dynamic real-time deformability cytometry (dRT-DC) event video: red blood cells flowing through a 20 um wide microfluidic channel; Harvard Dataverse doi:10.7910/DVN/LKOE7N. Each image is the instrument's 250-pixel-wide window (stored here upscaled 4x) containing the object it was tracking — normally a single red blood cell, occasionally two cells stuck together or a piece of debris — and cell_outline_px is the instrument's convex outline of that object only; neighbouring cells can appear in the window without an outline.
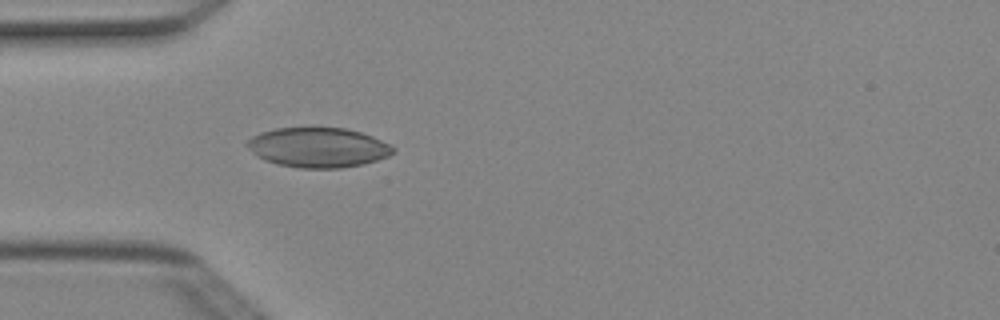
{"species": "Egyptian fruit bat (a non-hibernating species)", "species_latin": "Rousettus aegyptiacus", "temperature_condition": "cold", "stored_images_in_passage": 4, "camera_frame_rate_fps": 3000, "um_per_image_px": 0.085, "animal": {"sex": "female"}, "frame": {"image": 1, "passage_image": 4, "time_ms": 1.0, "image_size_px": [1000, 320], "cell_outline_px": [[396, 152], [388, 156], [364, 164], [340, 168], [300, 168], [276, 164], [264, 160], [256, 156], [244, 144], [252, 136], [260, 132], [276, 128], [344, 128], [360, 132], [372, 136], [396, 148]], "centroid_in_image_um": [27.01, 12.54], "position_along_channel_um": 58.0, "area_um2": 33.93}}